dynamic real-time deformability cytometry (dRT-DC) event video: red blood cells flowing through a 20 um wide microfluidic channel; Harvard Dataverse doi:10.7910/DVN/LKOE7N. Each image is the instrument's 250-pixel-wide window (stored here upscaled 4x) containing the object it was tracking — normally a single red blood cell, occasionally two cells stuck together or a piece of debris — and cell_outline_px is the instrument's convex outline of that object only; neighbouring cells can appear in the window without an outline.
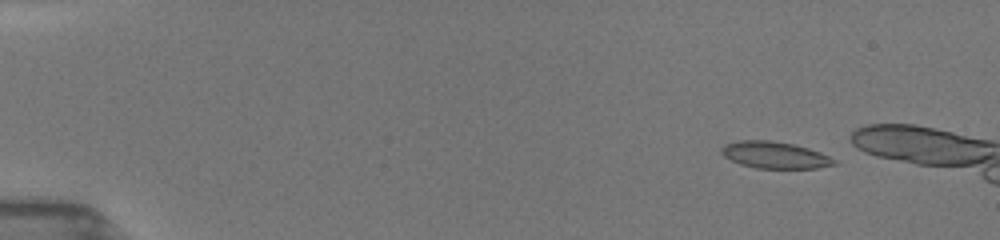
{"species": "common noctule bat (a hibernating species)", "species_latin": "Nyctalus noctula", "temperature_condition": "room temperature", "stored_images_in_passage": 10, "camera_frame_rate_fps": 3000, "um_per_image_px": 0.085, "animal": {"sex": "female", "body_mass_g": 19.5, "forearm_length_mm": 54.1}, "frame": {"image": 1, "passage_image": 1, "time_ms": 0.0, "image_size_px": [1000, 240], "cell_outline_px": [[836, 164], [816, 168], [756, 168], [740, 164], [724, 156], [720, 152], [720, 148], [724, 144], [740, 140], [768, 140], [792, 144], [808, 148], [820, 152], [836, 160]], "centroid_in_image_um": [65.82, 13.17], "position_along_channel_um": 19.2, "area_um2": 17.46}}